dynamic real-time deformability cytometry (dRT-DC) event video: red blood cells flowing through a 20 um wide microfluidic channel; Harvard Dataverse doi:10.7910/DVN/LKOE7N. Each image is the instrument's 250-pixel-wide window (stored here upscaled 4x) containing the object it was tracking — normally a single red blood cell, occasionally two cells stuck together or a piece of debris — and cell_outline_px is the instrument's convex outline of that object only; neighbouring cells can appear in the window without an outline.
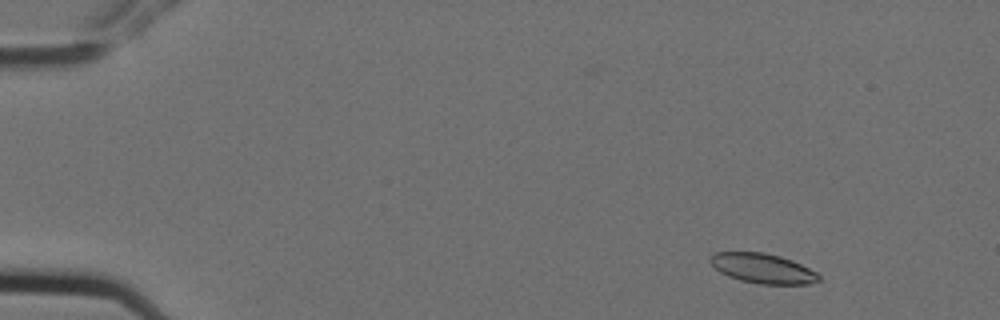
{"species": "Egyptian fruit bat (a non-hibernating species)", "species_latin": "Rousettus aegyptiacus", "temperature_condition": "cold", "stored_images_in_passage": 5, "camera_frame_rate_fps": 3000, "um_per_image_px": 0.085, "animal": {"sex": "female"}, "frame": {"image": 1, "passage_image": 2, "time_ms": 0.333, "image_size_px": [1000, 320], "cell_outline_px": [[820, 280], [808, 284], [760, 284], [740, 280], [728, 276], [720, 272], [708, 260], [708, 256], [712, 252], [764, 252], [780, 256], [792, 260], [816, 272], [820, 276]], "centroid_in_image_um": [64.79, 22.8], "position_along_channel_um": 20.2, "area_um2": 18.9}}
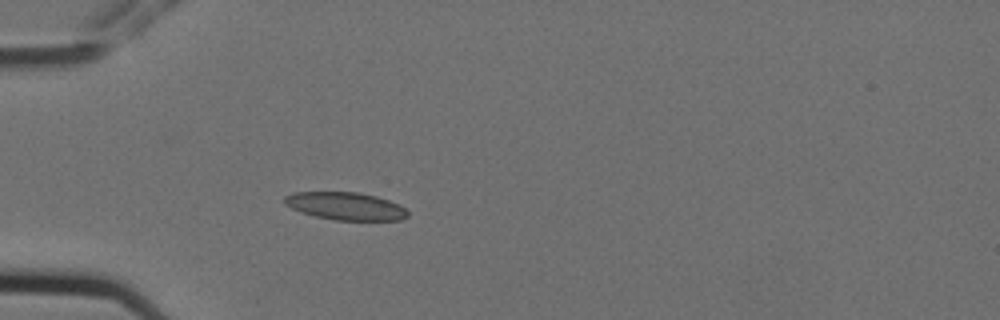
{"frame": {"image": 2, "passage_image": 5, "time_ms": 1.333, "image_size_px": [1000, 320], "cell_outline_px": [[408, 216], [400, 220], [336, 220], [316, 216], [300, 212], [284, 204], [284, 196], [292, 192], [356, 192], [376, 196], [400, 204], [408, 212]], "centroid_in_image_um": [29.36, 17.51], "position_along_channel_um": 55.6, "area_um2": 19.88}}